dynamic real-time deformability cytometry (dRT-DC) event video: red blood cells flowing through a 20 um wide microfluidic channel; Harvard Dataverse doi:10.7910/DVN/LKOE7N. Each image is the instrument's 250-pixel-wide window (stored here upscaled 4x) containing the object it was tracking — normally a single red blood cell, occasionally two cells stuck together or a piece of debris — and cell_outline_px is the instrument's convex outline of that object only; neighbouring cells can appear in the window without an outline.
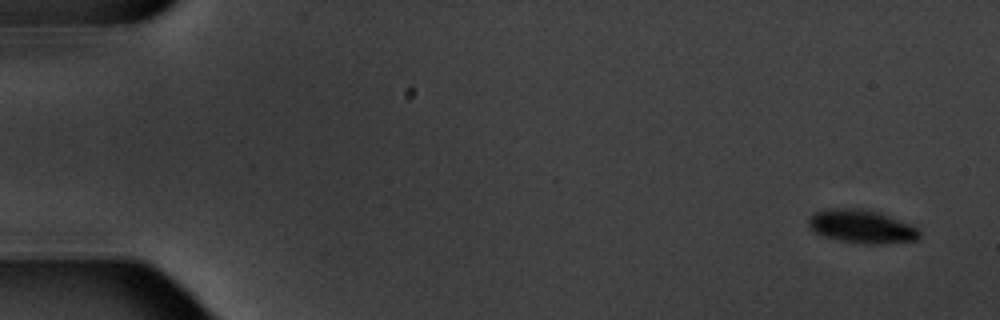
{"species": "common noctule bat (a hibernating species)", "species_latin": "Nyctalus noctula", "temperature_condition": "warm", "stored_images_in_passage": 5, "camera_frame_rate_fps": 3000, "um_per_image_px": 0.085, "animal": {"sex": "male", "body_mass_g": 20.1, "forearm_length_mm": 53.5}, "frame": {"image": 1, "passage_image": 1, "time_ms": 0.0, "image_size_px": [1000, 320], "cell_outline_px": [[920, 236], [916, 240], [880, 244], [868, 244], [840, 240], [824, 236], [816, 232], [808, 224], [808, 220], [816, 212], [828, 208], [860, 208], [880, 212], [912, 224], [920, 228]], "centroid_in_image_um": [73.31, 19.24], "position_along_channel_um": 11.7, "area_um2": 21.56}}
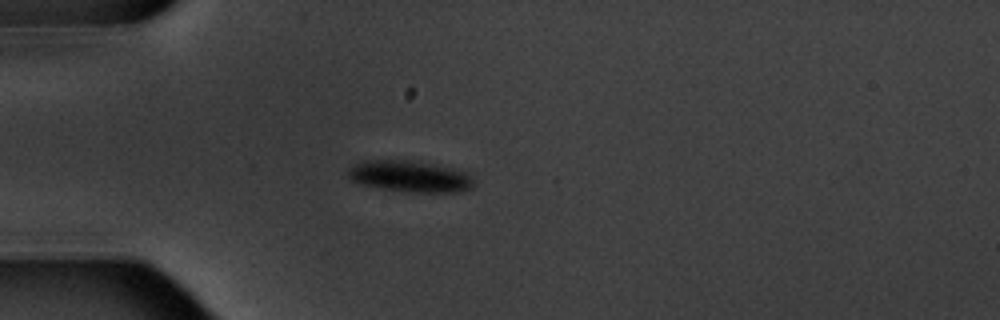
{"frame": {"image": 2, "passage_image": 5, "time_ms": 4.667, "image_size_px": [1000, 320], "cell_outline_px": [[472, 188], [456, 192], [412, 192], [384, 188], [364, 184], [352, 180], [348, 176], [348, 168], [360, 160], [408, 160], [432, 164], [464, 172], [472, 180]], "centroid_in_image_um": [34.78, 14.98], "position_along_channel_um": 50.2, "area_um2": 22.43}}